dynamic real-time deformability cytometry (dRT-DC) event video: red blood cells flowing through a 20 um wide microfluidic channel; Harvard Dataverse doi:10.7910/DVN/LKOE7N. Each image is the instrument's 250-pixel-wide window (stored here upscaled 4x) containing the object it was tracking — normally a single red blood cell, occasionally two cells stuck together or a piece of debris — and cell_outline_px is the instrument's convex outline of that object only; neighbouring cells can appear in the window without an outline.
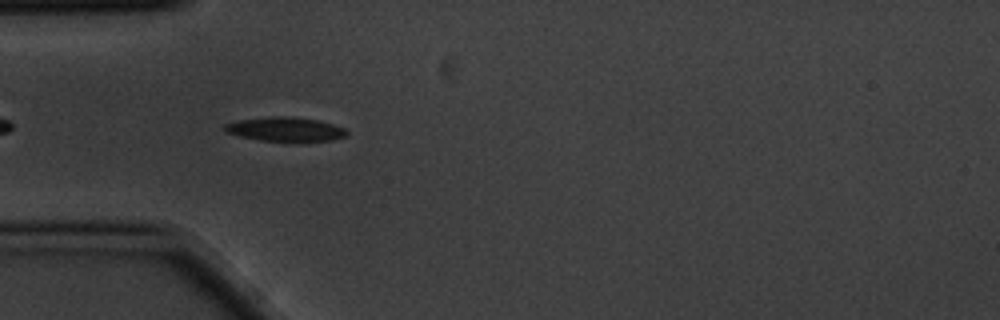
{"species": "common noctule bat (a hibernating species)", "species_latin": "Nyctalus noctula", "temperature_condition": "cold", "stored_images_in_passage": 5, "camera_frame_rate_fps": 3000, "um_per_image_px": 0.085, "animal": {"sex": "male", "body_mass_g": 20.1, "forearm_length_mm": 53.5}, "frame": {"image": 1, "passage_image": 3, "time_ms": 0.667, "image_size_px": [1000, 320], "cell_outline_px": [[348, 132], [344, 136], [332, 140], [260, 140], [240, 136], [228, 132], [224, 128], [224, 124], [240, 120], [276, 116], [288, 116], [316, 120], [332, 124], [344, 128]], "centroid_in_image_um": [24.24, 10.97], "position_along_channel_um": 60.8, "area_um2": 16.47}}